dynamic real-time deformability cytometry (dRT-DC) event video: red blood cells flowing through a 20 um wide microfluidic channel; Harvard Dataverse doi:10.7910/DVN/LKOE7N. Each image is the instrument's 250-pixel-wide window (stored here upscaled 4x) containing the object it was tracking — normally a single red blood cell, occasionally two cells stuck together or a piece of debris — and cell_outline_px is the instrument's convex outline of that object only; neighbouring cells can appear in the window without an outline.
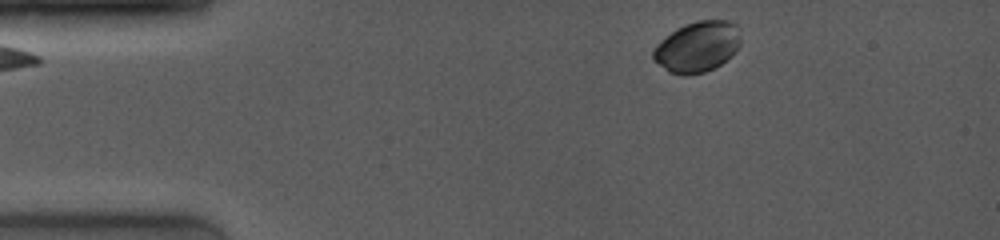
{"species": "common noctule bat (a hibernating species)", "species_latin": "Nyctalus noctula", "temperature_condition": "room temperature", "stored_images_in_passage": 27, "camera_frame_rate_fps": 4000, "um_per_image_px": 0.085, "animal": {"sex": "female", "body_mass_g": 19.0, "forearm_length_mm": 53.3}, "frame": {"image": 1, "passage_image": 1, "time_ms": 0.0, "image_size_px": [1000, 240], "cell_outline_px": [[740, 44], [720, 64], [704, 72], [668, 72], [652, 60], [652, 52], [656, 44], [660, 40], [676, 28], [684, 24], [696, 20], [728, 20], [736, 24], [740, 28]], "centroid_in_image_um": [59.25, 3.91], "position_along_channel_um": 25.8, "area_um2": 25.43}}
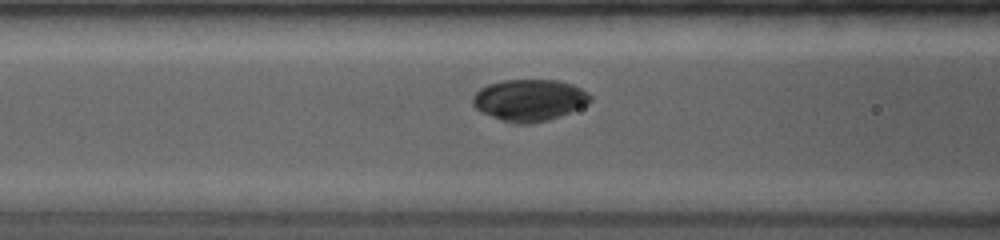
{"frame": {"image": 2, "passage_image": 10, "time_ms": 3.75, "image_size_px": [1000, 240], "cell_outline_px": [[592, 100], [588, 104], [560, 116], [548, 120], [528, 124], [512, 124], [480, 112], [472, 104], [472, 96], [480, 88], [488, 84], [504, 80], [560, 80], [572, 84], [580, 88], [592, 96]], "centroid_in_image_um": [44.98, 8.51], "position_along_channel_um": 121.6, "area_um2": 28.73}}
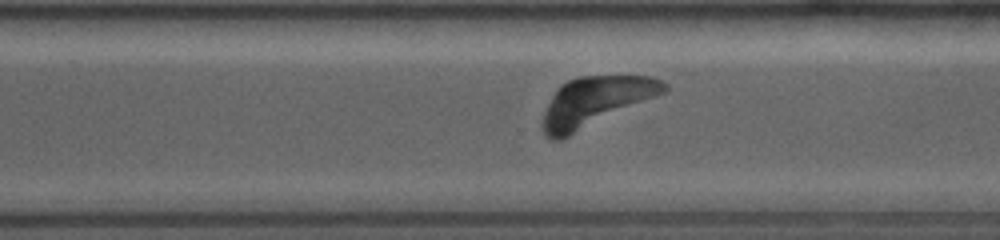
{"frame": {"image": 3, "passage_image": 22, "time_ms": 8.75, "image_size_px": [1000, 240], "cell_outline_px": [[668, 88], [664, 92], [560, 140], [548, 140], [544, 136], [540, 128], [540, 120], [552, 96], [560, 84], [568, 80], [580, 76], [652, 76], [664, 80], [668, 84]], "centroid_in_image_um": [50.54, 8.65], "position_along_channel_um": 320.1, "area_um2": 34.97}, "authors_computed_cell_mechanics": {"area_um2": 29.4202, "velocity_mm_per_s": 3.979, "shape_relaxation_time_tau1_ms": 1.585, "shape_relaxation_time_tau2_ms": 5.6945, "deformation_change_tau1": 0.116, "deformation_change_tau2": 0.2027}}